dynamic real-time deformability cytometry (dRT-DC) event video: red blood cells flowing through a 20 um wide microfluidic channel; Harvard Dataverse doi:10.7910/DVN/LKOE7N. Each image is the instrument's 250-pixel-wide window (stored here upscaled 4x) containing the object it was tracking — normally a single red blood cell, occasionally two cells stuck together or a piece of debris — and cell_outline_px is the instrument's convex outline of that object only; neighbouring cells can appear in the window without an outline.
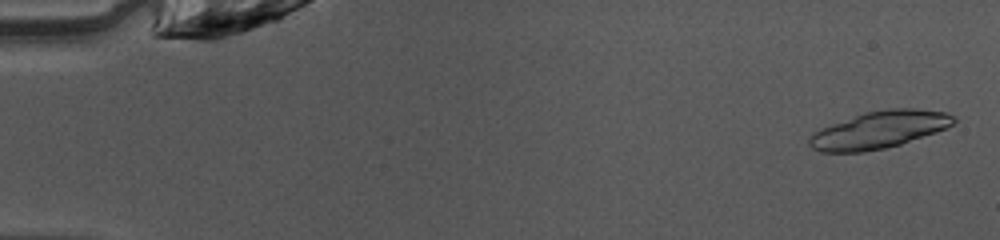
{"species": "common noctule bat (a hibernating species)", "species_latin": "Nyctalus noctula", "temperature_condition": "warm", "stored_images_in_passage": 8, "camera_frame_rate_fps": 3000, "um_per_image_px": 0.085, "animal": {"sex": "female", "body_mass_g": 10.0, "forearm_length_mm": 53.1}, "frame": {"image": 1, "passage_image": 2, "time_ms": 0.333, "image_size_px": [1000, 240], "cell_outline_px": [[956, 120], [948, 128], [900, 144], [884, 148], [864, 152], [820, 152], [812, 148], [808, 144], [808, 140], [812, 132], [864, 112], [888, 108], [916, 108], [948, 112], [956, 116]], "centroid_in_image_um": [74.76, 11.03], "position_along_channel_um": 10.2, "area_um2": 31.39}}